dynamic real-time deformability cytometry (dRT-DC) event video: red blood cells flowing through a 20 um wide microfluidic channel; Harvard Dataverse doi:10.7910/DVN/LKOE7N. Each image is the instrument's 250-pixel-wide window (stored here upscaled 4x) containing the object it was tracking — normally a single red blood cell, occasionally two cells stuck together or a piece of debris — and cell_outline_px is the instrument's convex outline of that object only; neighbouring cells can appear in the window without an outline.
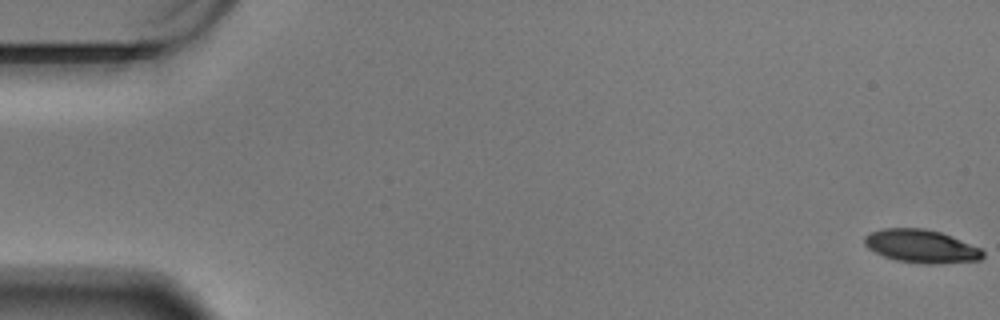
{"species": "Egyptian fruit bat (a non-hibernating species)", "species_latin": "Rousettus aegyptiacus", "temperature_condition": "warm", "stored_images_in_passage": 18, "camera_frame_rate_fps": 3000, "um_per_image_px": 0.085, "animal": {"sex": "male"}, "frame": {"image": 1, "passage_image": 1, "time_ms": 0.0, "image_size_px": [1000, 320], "cell_outline_px": [[984, 256], [980, 260], [940, 264], [924, 264], [896, 260], [884, 256], [868, 248], [864, 244], [864, 236], [880, 228], [924, 228], [940, 232], [952, 236], [980, 248], [984, 252]], "centroid_in_image_um": [78.31, 20.93], "position_along_channel_um": 6.7, "area_um2": 22.95}}
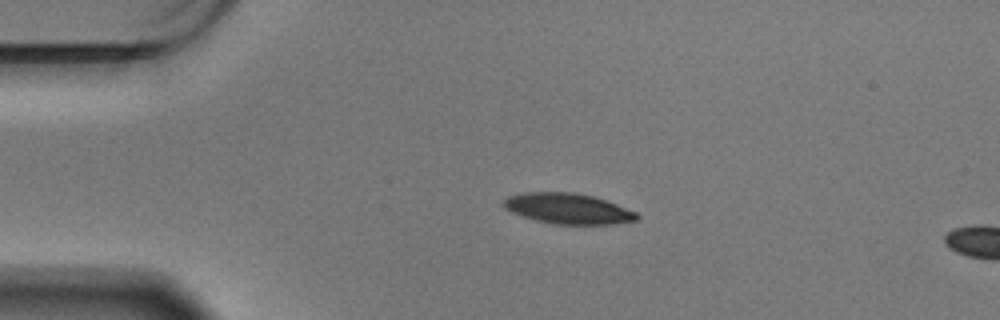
{"frame": {"image": 2, "passage_image": 14, "time_ms": 4.333, "image_size_px": [1000, 320], "cell_outline_px": [[640, 216], [636, 220], [612, 224], [556, 224], [536, 220], [520, 216], [504, 208], [500, 204], [508, 196], [524, 192], [572, 192], [592, 196], [608, 200], [636, 212]], "centroid_in_image_um": [48.25, 17.72], "position_along_channel_um": 36.7, "area_um2": 23.81}}